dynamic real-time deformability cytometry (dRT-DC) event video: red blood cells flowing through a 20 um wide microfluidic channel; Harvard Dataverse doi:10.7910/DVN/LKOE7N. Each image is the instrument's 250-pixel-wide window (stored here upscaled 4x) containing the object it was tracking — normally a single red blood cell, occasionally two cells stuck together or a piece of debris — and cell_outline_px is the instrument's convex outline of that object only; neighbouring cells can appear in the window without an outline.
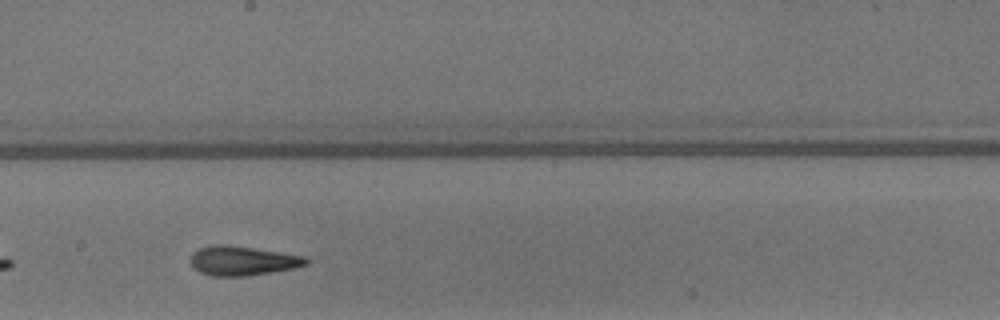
{"species": "common noctule bat (a hibernating species)", "species_latin": "Nyctalus noctula", "temperature_condition": "warm", "stored_images_in_passage": 27, "camera_frame_rate_fps": 3000, "um_per_image_px": 0.085, "animal": {"sex": "male", "body_mass_g": 13.3}, "frame": {"image": 1, "passage_image": 16, "time_ms": 5.0, "image_size_px": [1000, 320], "cell_outline_px": [[308, 264], [296, 268], [248, 276], [212, 276], [200, 272], [192, 268], [192, 252], [200, 248], [212, 244], [224, 244], [280, 252], [304, 256], [308, 260]], "centroid_in_image_um": [20.61, 22.17], "position_along_channel_um": 227.6, "area_um2": 19.77}}
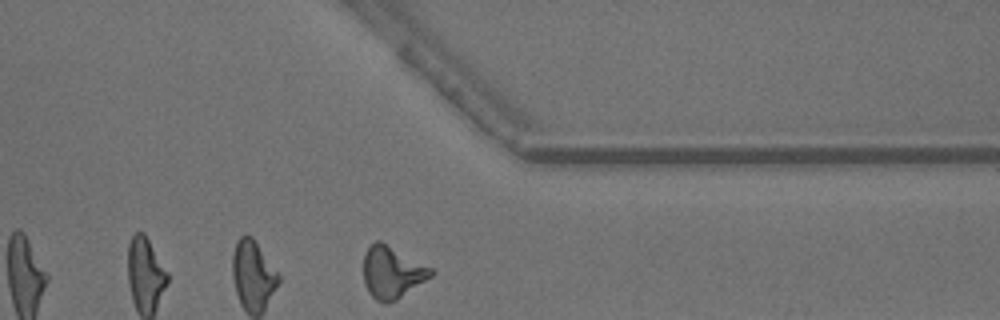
{"frame": {"image": 2, "passage_image": 27, "time_ms": 8.667, "image_size_px": [1000, 320], "cell_outline_px": [[436, 272], [432, 276], [396, 300], [388, 304], [384, 304], [376, 300], [368, 292], [364, 284], [364, 256], [368, 248], [376, 240], [380, 240], [432, 268]], "centroid_in_image_um": [33.32, 23.16], "position_along_channel_um": 378.1, "area_um2": 20.4}, "authors_computed_cell_mechanics": {"area_um2": 19.652, "velocity_mm_per_s": 4.2208, "shape_relaxation_time_tau1_ms": 5.5752, "shape_relaxation_time_tau2_ms": 2.4979, "deformation_change_tau1": 0.1932, "deformation_change_tau2": 0.1307}}